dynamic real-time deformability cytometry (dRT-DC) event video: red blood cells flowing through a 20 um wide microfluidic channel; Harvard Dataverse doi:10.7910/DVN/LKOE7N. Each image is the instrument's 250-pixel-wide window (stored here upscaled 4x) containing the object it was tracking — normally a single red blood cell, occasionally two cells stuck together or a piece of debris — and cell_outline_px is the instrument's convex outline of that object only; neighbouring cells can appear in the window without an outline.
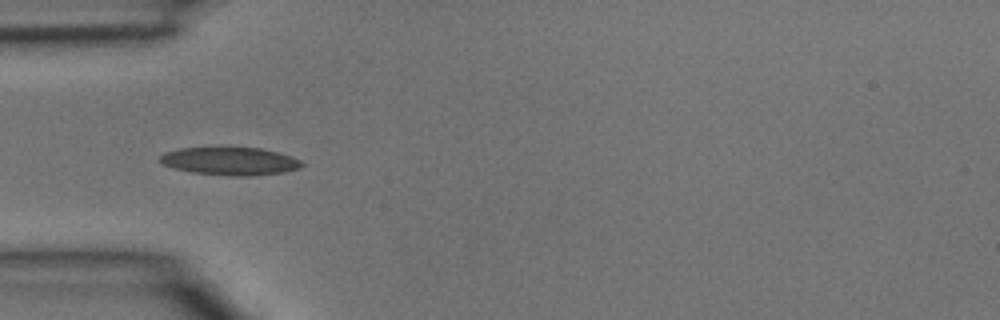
{"species": "common noctule bat (a hibernating species)", "species_latin": "Nyctalus noctula", "temperature_condition": "room temperature", "stored_images_in_passage": 3, "camera_frame_rate_fps": 3000, "um_per_image_px": 0.085, "animal": {"sex": "male", "body_mass_g": 15.6}, "frame": {"image": 1, "passage_image": 3, "time_ms": 0.667, "image_size_px": [1000, 320], "cell_outline_px": [[304, 164], [300, 168], [284, 172], [252, 176], [232, 176], [192, 172], [160, 164], [160, 156], [164, 152], [180, 148], [260, 148], [276, 152], [300, 160]], "centroid_in_image_um": [19.54, 13.71], "position_along_channel_um": 65.5, "area_um2": 22.83}}